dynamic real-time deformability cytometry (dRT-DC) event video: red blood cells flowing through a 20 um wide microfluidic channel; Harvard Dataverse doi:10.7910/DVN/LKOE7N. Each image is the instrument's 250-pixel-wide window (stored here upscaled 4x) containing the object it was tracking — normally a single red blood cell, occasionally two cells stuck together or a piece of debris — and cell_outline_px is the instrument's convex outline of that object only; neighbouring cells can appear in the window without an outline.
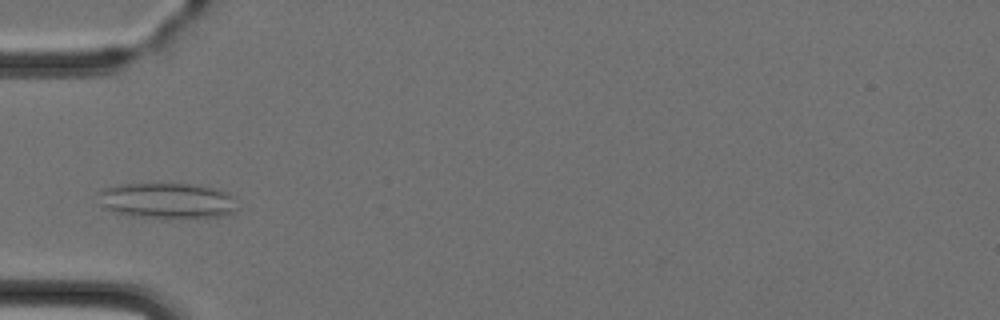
{"species": "Egyptian fruit bat (a non-hibernating species)", "species_latin": "Rousettus aegyptiacus", "temperature_condition": "cold", "stored_images_in_passage": 4, "camera_frame_rate_fps": 3000, "um_per_image_px": 0.085, "animal": {"sex": "female"}, "frame": {"image": 1, "passage_image": 3, "time_ms": 2.333, "image_size_px": [1000, 320], "cell_outline_px": [[240, 208], [236, 212], [224, 216], [136, 216], [112, 212], [100, 208], [100, 192], [104, 188], [120, 184], [192, 184], [216, 188], [228, 192], [232, 196]], "centroid_in_image_um": [14.23, 17.03], "position_along_channel_um": 70.8, "area_um2": 28.55}}